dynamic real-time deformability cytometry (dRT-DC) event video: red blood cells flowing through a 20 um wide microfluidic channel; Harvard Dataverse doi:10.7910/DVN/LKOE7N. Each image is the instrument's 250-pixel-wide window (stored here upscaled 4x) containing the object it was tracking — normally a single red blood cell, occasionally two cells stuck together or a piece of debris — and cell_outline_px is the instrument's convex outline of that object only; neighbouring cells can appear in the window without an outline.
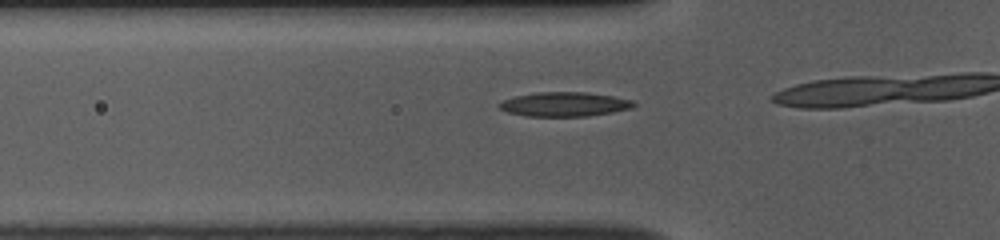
{"species": "common noctule bat (a hibernating species)", "species_latin": "Nyctalus noctula", "temperature_condition": "room temperature", "stored_images_in_passage": 15, "camera_frame_rate_fps": 3000, "um_per_image_px": 0.085, "animal": {"sex": "female", "body_mass_g": 10.0, "forearm_length_mm": 53.1}, "frame": {"image": 1, "passage_image": 13, "time_ms": 4.0, "image_size_px": [1000, 240], "cell_outline_px": [[636, 104], [632, 108], [612, 112], [588, 116], [524, 116], [508, 112], [500, 108], [496, 104], [504, 100], [516, 96], [536, 92], [588, 92], [612, 96], [632, 100]], "centroid_in_image_um": [47.97, 8.86], "position_along_channel_um": 77.8, "area_um2": 19.02}}